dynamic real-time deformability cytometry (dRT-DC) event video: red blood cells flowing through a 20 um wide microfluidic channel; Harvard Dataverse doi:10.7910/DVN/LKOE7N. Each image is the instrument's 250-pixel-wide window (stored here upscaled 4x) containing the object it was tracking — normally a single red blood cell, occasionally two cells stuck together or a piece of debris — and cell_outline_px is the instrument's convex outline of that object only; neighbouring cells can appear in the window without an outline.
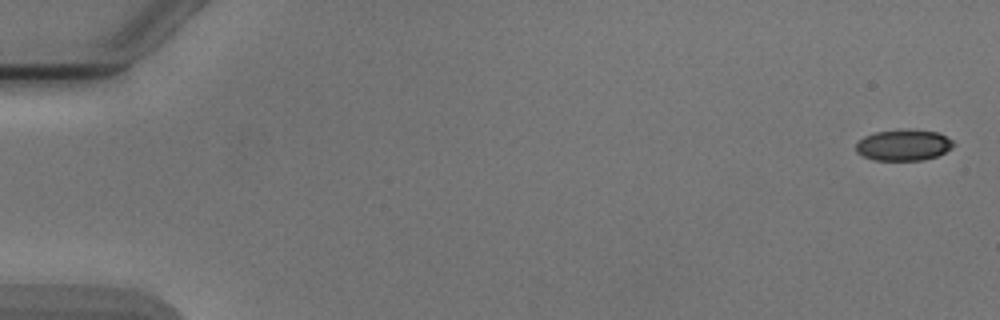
{"species": "Egyptian fruit bat (a non-hibernating species)", "species_latin": "Rousettus aegyptiacus", "temperature_condition": "cold", "stored_images_in_passage": 4, "segment_of_instrument_passage": [2, 2], "camera_frame_rate_fps": 3000, "um_per_image_px": 0.085, "animal": {"sex": "male"}, "frame": {"image": 1, "passage_image": 4, "time_ms": 3.667, "image_size_px": [1000, 320], "cell_outline_px": [[956, 144], [952, 148], [936, 156], [924, 160], [872, 160], [856, 152], [856, 144], [864, 136], [876, 132], [900, 128], [912, 128], [940, 132], [952, 140]], "centroid_in_image_um": [76.83, 12.3], "position_along_channel_um": 8.2, "area_um2": 18.09}}